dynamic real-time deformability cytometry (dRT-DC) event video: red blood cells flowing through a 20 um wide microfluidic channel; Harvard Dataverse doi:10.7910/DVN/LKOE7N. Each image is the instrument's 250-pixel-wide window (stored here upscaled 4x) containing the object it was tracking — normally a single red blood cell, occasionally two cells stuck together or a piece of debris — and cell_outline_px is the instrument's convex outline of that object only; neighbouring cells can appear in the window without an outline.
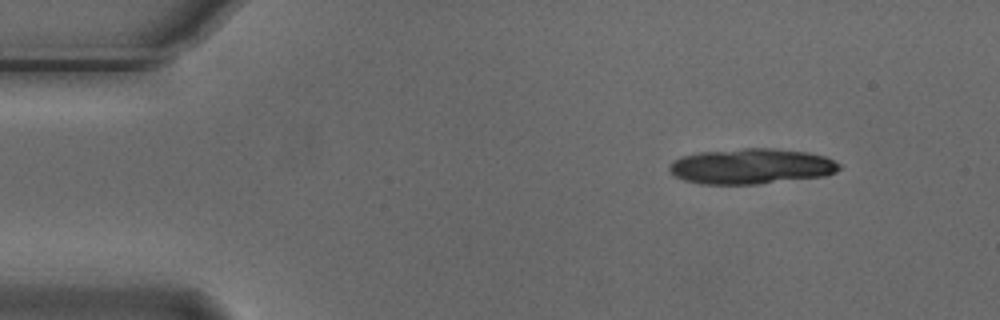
{"species": "Egyptian fruit bat (a non-hibernating species)", "species_latin": "Rousettus aegyptiacus", "temperature_condition": "cold", "stored_images_in_passage": 7, "segment_of_instrument_passage": [1, 2], "camera_frame_rate_fps": 3000, "um_per_image_px": 0.085, "animal": {"sex": "male"}, "frame": {"image": 1, "passage_image": 1, "time_ms": 0.0, "image_size_px": [1000, 320], "cell_outline_px": [[840, 168], [836, 172], [824, 176], [760, 184], [700, 184], [684, 180], [676, 176], [668, 168], [672, 160], [680, 156], [700, 152], [744, 148], [772, 148], [808, 152], [824, 156], [840, 164]], "centroid_in_image_um": [63.84, 14.13], "position_along_channel_um": 21.2, "area_um2": 35.2}}